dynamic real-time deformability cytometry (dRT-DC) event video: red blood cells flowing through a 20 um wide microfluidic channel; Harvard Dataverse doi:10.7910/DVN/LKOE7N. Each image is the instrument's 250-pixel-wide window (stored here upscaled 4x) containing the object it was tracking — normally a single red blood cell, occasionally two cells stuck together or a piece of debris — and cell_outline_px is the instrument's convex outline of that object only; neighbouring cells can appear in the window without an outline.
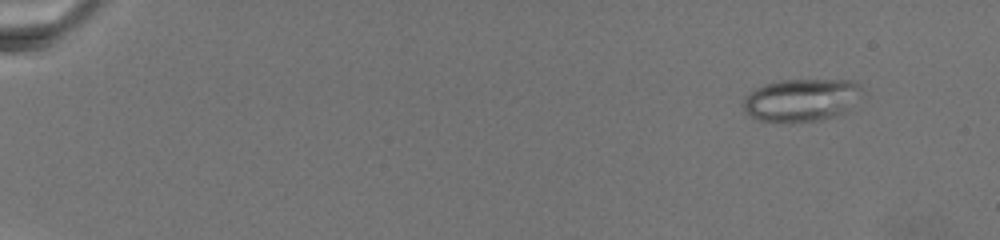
{"species": "common noctule bat (a hibernating species)", "species_latin": "Nyctalus noctula", "temperature_condition": "warm", "stored_images_in_passage": 12, "camera_frame_rate_fps": 3000, "um_per_image_px": 0.085, "animal": {"sex": "female", "body_mass_g": 19.5, "forearm_length_mm": 54.1}, "frame": {"image": 1, "passage_image": 3, "time_ms": 2.333, "image_size_px": [1000, 240], "cell_outline_px": [[860, 88], [848, 112], [836, 116], [820, 120], [788, 124], [756, 120], [748, 116], [744, 112], [744, 100], [756, 88], [764, 84], [780, 80], [856, 80], [860, 84]], "centroid_in_image_um": [68.07, 8.54], "position_along_channel_um": 16.9, "area_um2": 29.82}}
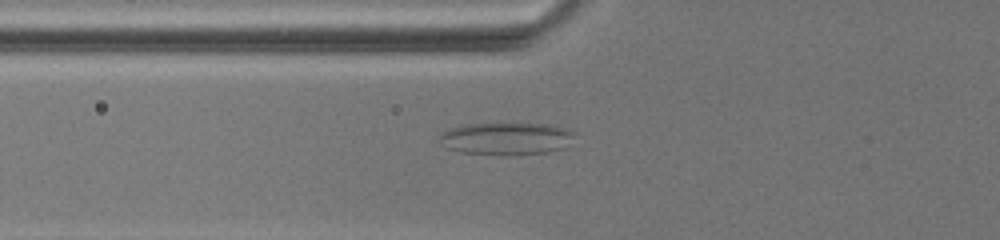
{"frame": {"image": 2, "passage_image": 12, "time_ms": 10.333, "image_size_px": [1000, 240], "cell_outline_px": [[576, 132], [564, 148], [548, 152], [504, 156], [500, 156], [460, 152], [448, 148], [440, 136], [444, 132], [452, 128], [464, 124], [500, 120], [548, 124], [564, 128]], "centroid_in_image_um": [43.06, 11.74], "position_along_channel_um": 82.7, "area_um2": 26.47}}